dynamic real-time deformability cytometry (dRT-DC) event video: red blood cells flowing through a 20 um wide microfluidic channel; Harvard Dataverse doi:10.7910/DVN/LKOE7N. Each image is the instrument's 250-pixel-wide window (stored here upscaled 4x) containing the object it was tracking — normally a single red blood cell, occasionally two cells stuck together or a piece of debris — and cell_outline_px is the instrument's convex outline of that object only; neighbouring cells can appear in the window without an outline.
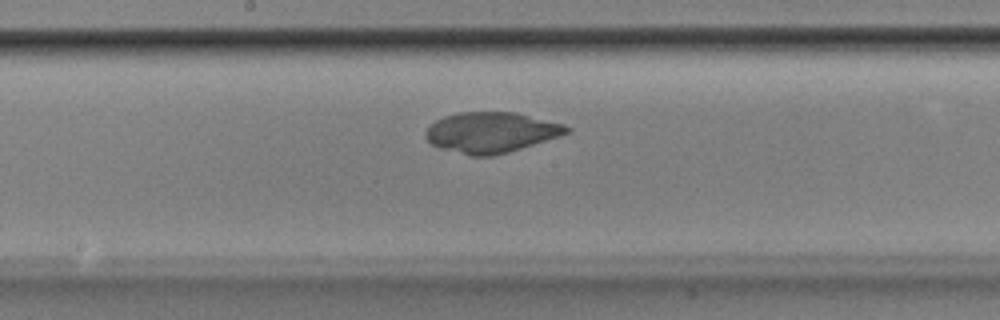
{"species": "Egyptian fruit bat (a non-hibernating species)", "species_latin": "Rousettus aegyptiacus", "temperature_condition": "room temperature", "stored_images_in_passage": 48, "camera_frame_rate_fps": 3000, "um_per_image_px": 0.085, "animal": {"sex": "male"}, "frame": {"image": 1, "passage_image": 23, "time_ms": 7.333, "image_size_px": [1000, 320], "cell_outline_px": [[572, 128], [568, 132], [560, 136], [508, 152], [492, 156], [468, 156], [440, 148], [432, 144], [424, 136], [424, 132], [436, 120], [444, 116], [460, 112], [516, 112], [564, 124]], "centroid_in_image_um": [41.74, 11.25], "position_along_channel_um": 206.5, "area_um2": 33.29}}
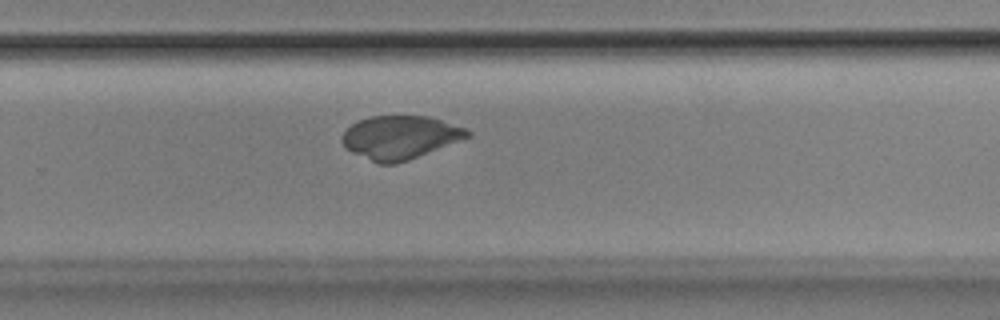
{"frame": {"image": 2, "passage_image": 30, "time_ms": 9.667, "image_size_px": [1000, 320], "cell_outline_px": [[472, 136], [408, 160], [396, 164], [380, 164], [352, 152], [344, 148], [340, 140], [340, 136], [352, 124], [368, 116], [428, 116], [464, 128], [472, 132]], "centroid_in_image_um": [33.98, 11.68], "position_along_channel_um": 295.8, "area_um2": 31.56}}
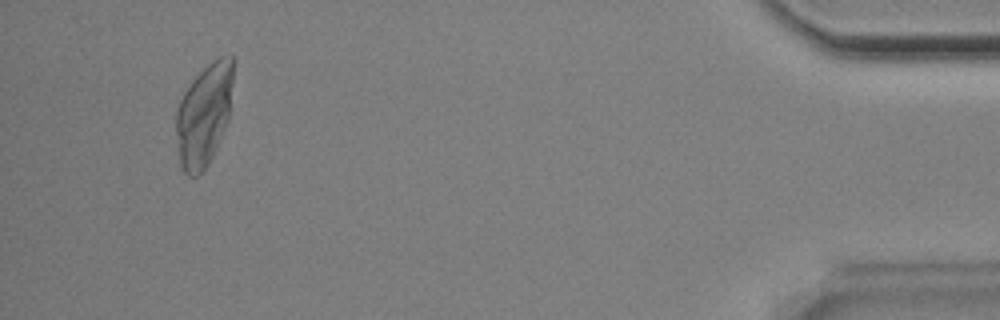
{"frame": {"image": 3, "passage_image": 45, "time_ms": 14.667, "image_size_px": [1000, 320], "cell_outline_px": [[232, 84], [228, 120], [212, 156], [208, 164], [196, 176], [188, 176], [180, 168], [176, 132], [176, 108], [184, 92], [192, 80], [212, 60], [220, 56], [232, 52]], "centroid_in_image_um": [17.32, 9.74], "position_along_channel_um": 417.9, "area_um2": 33.81}}